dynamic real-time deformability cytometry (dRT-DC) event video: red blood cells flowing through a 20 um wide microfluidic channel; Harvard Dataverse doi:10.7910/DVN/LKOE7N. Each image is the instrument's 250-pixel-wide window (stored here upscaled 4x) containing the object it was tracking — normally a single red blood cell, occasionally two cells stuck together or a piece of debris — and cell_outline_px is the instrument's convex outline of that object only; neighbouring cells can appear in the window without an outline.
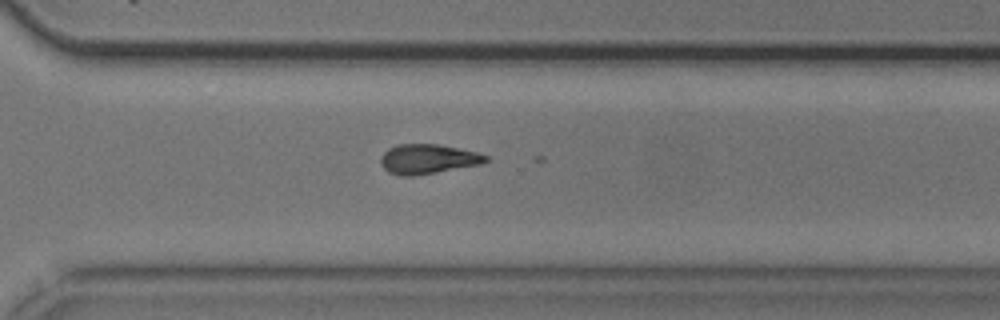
{"species": "common noctule bat (a hibernating species)", "species_latin": "Nyctalus noctula", "temperature_condition": "cold", "stored_images_in_passage": 29, "camera_frame_rate_fps": 3000, "um_per_image_px": 0.085, "animal": {"sex": "male", "body_mass_g": 20.5, "forearm_length_mm": 52.5}, "frame": {"image": 1, "passage_image": 26, "time_ms": 8.333, "image_size_px": [1000, 320], "cell_outline_px": [[488, 160], [480, 164], [436, 172], [412, 176], [400, 176], [388, 172], [380, 164], [380, 156], [388, 148], [400, 144], [440, 144], [476, 152], [488, 156]], "centroid_in_image_um": [36.32, 13.51], "position_along_channel_um": 334.3, "area_um2": 18.09}}
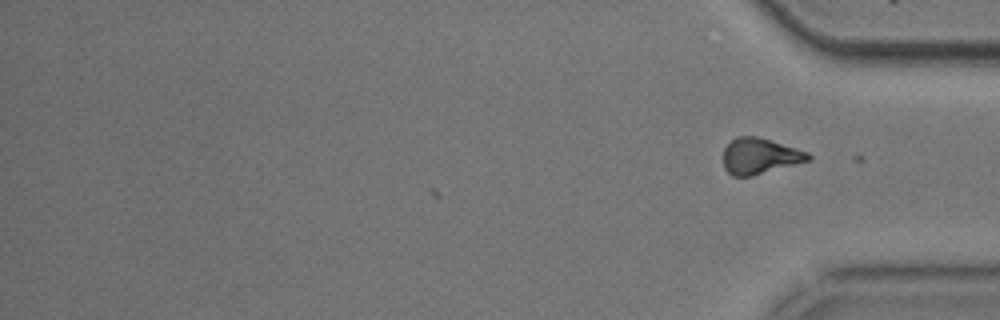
{"frame": {"image": 2, "passage_image": 29, "time_ms": 9.333, "image_size_px": [1000, 320], "cell_outline_px": [[812, 160], [748, 176], [732, 176], [724, 168], [724, 148], [736, 136], [756, 136], [796, 148], [808, 152], [812, 156]], "centroid_in_image_um": [64.59, 13.26], "position_along_channel_um": 370.6, "area_um2": 17.51}}